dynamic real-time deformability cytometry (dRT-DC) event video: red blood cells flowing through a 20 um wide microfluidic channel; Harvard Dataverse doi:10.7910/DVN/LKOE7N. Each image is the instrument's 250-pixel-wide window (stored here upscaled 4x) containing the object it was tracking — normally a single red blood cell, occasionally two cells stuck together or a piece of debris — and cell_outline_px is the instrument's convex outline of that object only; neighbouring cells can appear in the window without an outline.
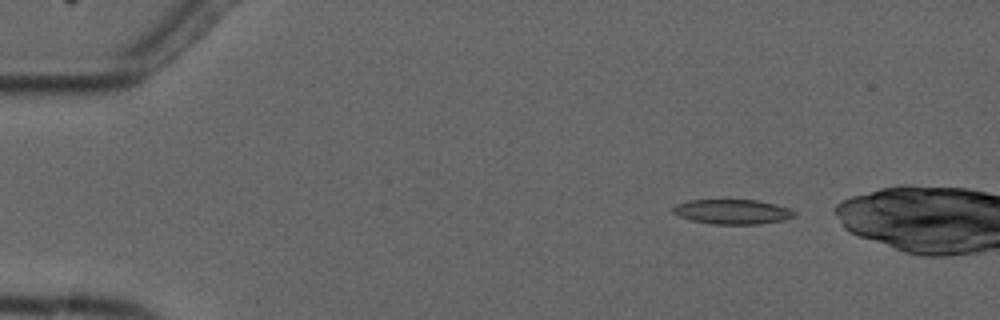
{"species": "common noctule bat (a hibernating species)", "species_latin": "Nyctalus noctula", "temperature_condition": "cold", "stored_images_in_passage": 4, "camera_frame_rate_fps": 3000, "um_per_image_px": 0.085, "animal": {"sex": "male", "forearm_length_mm": 52.5}, "frame": {"image": 1, "passage_image": 1, "time_ms": 0.0, "image_size_px": [1000, 320], "cell_outline_px": [[796, 216], [784, 220], [760, 224], [712, 224], [692, 220], [680, 216], [672, 212], [672, 208], [676, 204], [688, 200], [756, 200], [776, 204], [788, 208], [796, 212]], "centroid_in_image_um": [62.27, 18.0], "position_along_channel_um": 22.7, "area_um2": 17.51}}